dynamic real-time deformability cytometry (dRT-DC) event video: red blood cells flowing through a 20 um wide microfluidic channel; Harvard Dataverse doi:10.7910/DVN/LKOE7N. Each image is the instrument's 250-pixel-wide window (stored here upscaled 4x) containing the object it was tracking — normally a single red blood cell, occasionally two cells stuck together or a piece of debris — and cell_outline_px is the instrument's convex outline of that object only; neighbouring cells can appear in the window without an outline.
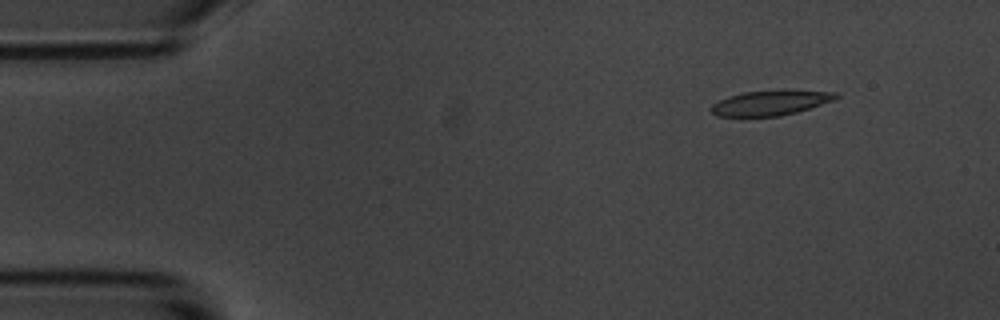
{"species": "common noctule bat (a hibernating species)", "species_latin": "Nyctalus noctula", "temperature_condition": "room temperature", "stored_images_in_passage": 4, "camera_frame_rate_fps": 3000, "um_per_image_px": 0.085, "animal": {"sex": "male", "body_mass_g": 20.1, "forearm_length_mm": 53.5}, "frame": {"image": 1, "passage_image": 2, "time_ms": 1.333, "image_size_px": [1000, 320], "cell_outline_px": [[840, 96], [832, 100], [796, 112], [780, 116], [716, 116], [712, 112], [712, 104], [728, 96], [744, 92], [784, 88], [840, 92]], "centroid_in_image_um": [65.55, 8.69], "position_along_channel_um": 19.4, "area_um2": 18.5}}